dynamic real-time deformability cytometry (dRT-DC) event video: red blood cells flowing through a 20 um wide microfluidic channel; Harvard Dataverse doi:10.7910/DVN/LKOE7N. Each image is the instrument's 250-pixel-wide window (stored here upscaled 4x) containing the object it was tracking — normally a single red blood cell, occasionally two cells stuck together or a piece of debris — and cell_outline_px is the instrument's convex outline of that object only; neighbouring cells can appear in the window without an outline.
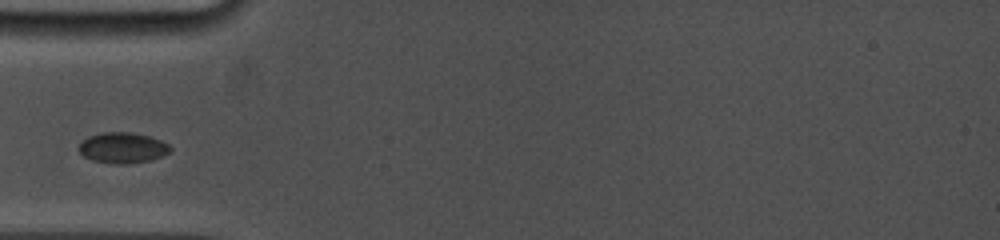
{"species": "common noctule bat (a hibernating species)", "species_latin": "Nyctalus noctula", "temperature_condition": "cold", "stored_images_in_passage": 10, "camera_frame_rate_fps": 5000, "um_per_image_px": 0.085, "animal": {"sex": "female", "body_mass_g": 19.0, "forearm_length_mm": 53.3}, "frame": {"image": 1, "passage_image": 2, "time_ms": 0.8, "image_size_px": [1000, 240], "cell_outline_px": [[172, 148], [168, 152], [160, 156], [148, 160], [128, 164], [112, 164], [92, 160], [84, 156], [76, 148], [88, 136], [100, 132], [132, 132], [148, 136], [160, 140], [168, 144]], "centroid_in_image_um": [10.38, 12.56], "position_along_channel_um": 74.6, "area_um2": 16.3}}
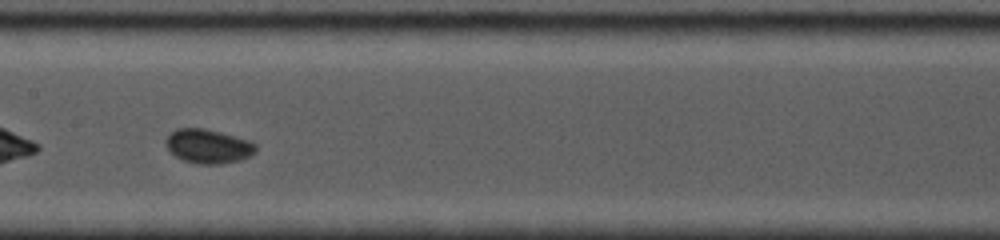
{"frame": {"image": 2, "passage_image": 6, "time_ms": 3.8, "image_size_px": [1000, 240], "cell_outline_px": [[256, 152], [240, 160], [220, 164], [200, 164], [184, 160], [176, 156], [164, 144], [164, 140], [176, 128], [204, 128], [252, 140], [256, 144]], "centroid_in_image_um": [17.72, 12.42], "position_along_channel_um": 189.7, "area_um2": 17.92}}
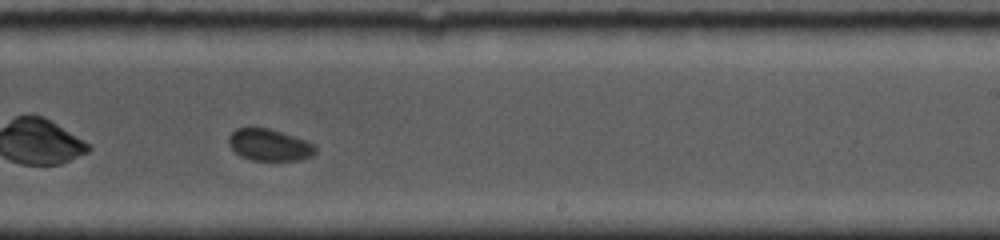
{"frame": {"image": 3, "passage_image": 9, "time_ms": 5.8, "image_size_px": [1000, 240], "cell_outline_px": [[316, 152], [312, 156], [300, 160], [252, 160], [240, 156], [228, 144], [228, 136], [236, 128], [268, 128], [316, 144]], "centroid_in_image_um": [22.89, 12.33], "position_along_channel_um": 266.1, "area_um2": 15.95}}